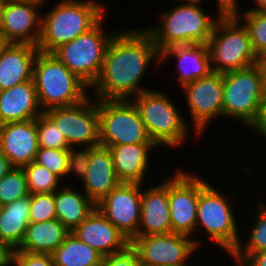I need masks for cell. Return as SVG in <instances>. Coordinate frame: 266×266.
Here are the masks:
<instances>
[{"mask_svg": "<svg viewBox=\"0 0 266 266\" xmlns=\"http://www.w3.org/2000/svg\"><path fill=\"white\" fill-rule=\"evenodd\" d=\"M56 218L55 192L30 194V222H44Z\"/></svg>", "mask_w": 266, "mask_h": 266, "instance_id": "e575fe53", "label": "cell"}, {"mask_svg": "<svg viewBox=\"0 0 266 266\" xmlns=\"http://www.w3.org/2000/svg\"><path fill=\"white\" fill-rule=\"evenodd\" d=\"M256 207V217L252 221L249 237H246V242L241 239L237 248L229 256L233 259L234 266H238L251 253L266 250V203L257 201Z\"/></svg>", "mask_w": 266, "mask_h": 266, "instance_id": "f1b7e54d", "label": "cell"}, {"mask_svg": "<svg viewBox=\"0 0 266 266\" xmlns=\"http://www.w3.org/2000/svg\"><path fill=\"white\" fill-rule=\"evenodd\" d=\"M238 266H266V250L251 253Z\"/></svg>", "mask_w": 266, "mask_h": 266, "instance_id": "f35d334b", "label": "cell"}, {"mask_svg": "<svg viewBox=\"0 0 266 266\" xmlns=\"http://www.w3.org/2000/svg\"><path fill=\"white\" fill-rule=\"evenodd\" d=\"M247 129L254 130L257 135L259 134L262 138H266V98L259 108L256 119Z\"/></svg>", "mask_w": 266, "mask_h": 266, "instance_id": "74e56055", "label": "cell"}, {"mask_svg": "<svg viewBox=\"0 0 266 266\" xmlns=\"http://www.w3.org/2000/svg\"><path fill=\"white\" fill-rule=\"evenodd\" d=\"M6 0H0V26H1V22H2V17H3V13H4V9L6 6Z\"/></svg>", "mask_w": 266, "mask_h": 266, "instance_id": "bcb514c9", "label": "cell"}, {"mask_svg": "<svg viewBox=\"0 0 266 266\" xmlns=\"http://www.w3.org/2000/svg\"><path fill=\"white\" fill-rule=\"evenodd\" d=\"M32 79L43 112L76 105L89 96L87 92L90 88L54 53L38 51L33 64Z\"/></svg>", "mask_w": 266, "mask_h": 266, "instance_id": "5b68a950", "label": "cell"}, {"mask_svg": "<svg viewBox=\"0 0 266 266\" xmlns=\"http://www.w3.org/2000/svg\"><path fill=\"white\" fill-rule=\"evenodd\" d=\"M179 3H202L204 0H176Z\"/></svg>", "mask_w": 266, "mask_h": 266, "instance_id": "7dc6e473", "label": "cell"}, {"mask_svg": "<svg viewBox=\"0 0 266 266\" xmlns=\"http://www.w3.org/2000/svg\"><path fill=\"white\" fill-rule=\"evenodd\" d=\"M14 250L0 240V266H13Z\"/></svg>", "mask_w": 266, "mask_h": 266, "instance_id": "ab89813d", "label": "cell"}, {"mask_svg": "<svg viewBox=\"0 0 266 266\" xmlns=\"http://www.w3.org/2000/svg\"><path fill=\"white\" fill-rule=\"evenodd\" d=\"M141 220L138 236L171 232L168 201V178L158 185L143 190L141 184Z\"/></svg>", "mask_w": 266, "mask_h": 266, "instance_id": "ffe728a7", "label": "cell"}, {"mask_svg": "<svg viewBox=\"0 0 266 266\" xmlns=\"http://www.w3.org/2000/svg\"><path fill=\"white\" fill-rule=\"evenodd\" d=\"M217 1V12L223 14H231L240 10L239 0H216Z\"/></svg>", "mask_w": 266, "mask_h": 266, "instance_id": "60d3db41", "label": "cell"}, {"mask_svg": "<svg viewBox=\"0 0 266 266\" xmlns=\"http://www.w3.org/2000/svg\"><path fill=\"white\" fill-rule=\"evenodd\" d=\"M262 63L264 65V68H265V72H266V58L264 60H262Z\"/></svg>", "mask_w": 266, "mask_h": 266, "instance_id": "c3c4849f", "label": "cell"}, {"mask_svg": "<svg viewBox=\"0 0 266 266\" xmlns=\"http://www.w3.org/2000/svg\"><path fill=\"white\" fill-rule=\"evenodd\" d=\"M96 207L130 241L138 236L141 220V184L120 183Z\"/></svg>", "mask_w": 266, "mask_h": 266, "instance_id": "2e32d148", "label": "cell"}, {"mask_svg": "<svg viewBox=\"0 0 266 266\" xmlns=\"http://www.w3.org/2000/svg\"><path fill=\"white\" fill-rule=\"evenodd\" d=\"M171 58H176V78L181 87L212 72L208 43L174 45L160 52V63Z\"/></svg>", "mask_w": 266, "mask_h": 266, "instance_id": "44dd1931", "label": "cell"}, {"mask_svg": "<svg viewBox=\"0 0 266 266\" xmlns=\"http://www.w3.org/2000/svg\"><path fill=\"white\" fill-rule=\"evenodd\" d=\"M123 29L111 39L100 75L91 87L95 99L130 100L150 89L142 86V79L149 65L160 64V52L145 28Z\"/></svg>", "mask_w": 266, "mask_h": 266, "instance_id": "6da1fadb", "label": "cell"}, {"mask_svg": "<svg viewBox=\"0 0 266 266\" xmlns=\"http://www.w3.org/2000/svg\"><path fill=\"white\" fill-rule=\"evenodd\" d=\"M77 151L73 149H52L39 147L34 162L46 167L53 174L57 175L61 181L64 178L76 176Z\"/></svg>", "mask_w": 266, "mask_h": 266, "instance_id": "f546056e", "label": "cell"}, {"mask_svg": "<svg viewBox=\"0 0 266 266\" xmlns=\"http://www.w3.org/2000/svg\"><path fill=\"white\" fill-rule=\"evenodd\" d=\"M201 243L173 232L137 236L131 241L142 266H191L187 262L194 257Z\"/></svg>", "mask_w": 266, "mask_h": 266, "instance_id": "4fadbf2b", "label": "cell"}, {"mask_svg": "<svg viewBox=\"0 0 266 266\" xmlns=\"http://www.w3.org/2000/svg\"><path fill=\"white\" fill-rule=\"evenodd\" d=\"M55 266H100L102 256L88 246L72 232L64 242L52 253Z\"/></svg>", "mask_w": 266, "mask_h": 266, "instance_id": "83f0119b", "label": "cell"}, {"mask_svg": "<svg viewBox=\"0 0 266 266\" xmlns=\"http://www.w3.org/2000/svg\"><path fill=\"white\" fill-rule=\"evenodd\" d=\"M13 166L9 159L0 151V179L5 176Z\"/></svg>", "mask_w": 266, "mask_h": 266, "instance_id": "b9f144b4", "label": "cell"}, {"mask_svg": "<svg viewBox=\"0 0 266 266\" xmlns=\"http://www.w3.org/2000/svg\"><path fill=\"white\" fill-rule=\"evenodd\" d=\"M38 47L8 43L0 53V91L32 80Z\"/></svg>", "mask_w": 266, "mask_h": 266, "instance_id": "cb8c5ba5", "label": "cell"}, {"mask_svg": "<svg viewBox=\"0 0 266 266\" xmlns=\"http://www.w3.org/2000/svg\"><path fill=\"white\" fill-rule=\"evenodd\" d=\"M8 45L7 40L5 39L3 33L0 31V53Z\"/></svg>", "mask_w": 266, "mask_h": 266, "instance_id": "f6af8a7d", "label": "cell"}, {"mask_svg": "<svg viewBox=\"0 0 266 266\" xmlns=\"http://www.w3.org/2000/svg\"><path fill=\"white\" fill-rule=\"evenodd\" d=\"M76 175L83 182L82 191L96 205L121 183L116 176L110 150L103 145L77 152Z\"/></svg>", "mask_w": 266, "mask_h": 266, "instance_id": "9a60e30c", "label": "cell"}, {"mask_svg": "<svg viewBox=\"0 0 266 266\" xmlns=\"http://www.w3.org/2000/svg\"><path fill=\"white\" fill-rule=\"evenodd\" d=\"M72 234L95 249L102 257L124 250L131 241L97 207Z\"/></svg>", "mask_w": 266, "mask_h": 266, "instance_id": "ac0fdd59", "label": "cell"}, {"mask_svg": "<svg viewBox=\"0 0 266 266\" xmlns=\"http://www.w3.org/2000/svg\"><path fill=\"white\" fill-rule=\"evenodd\" d=\"M100 145L154 143L130 100L98 99Z\"/></svg>", "mask_w": 266, "mask_h": 266, "instance_id": "30bf717a", "label": "cell"}, {"mask_svg": "<svg viewBox=\"0 0 266 266\" xmlns=\"http://www.w3.org/2000/svg\"><path fill=\"white\" fill-rule=\"evenodd\" d=\"M30 194L52 193L61 188V179L46 167L34 161L22 167Z\"/></svg>", "mask_w": 266, "mask_h": 266, "instance_id": "1f68e13d", "label": "cell"}, {"mask_svg": "<svg viewBox=\"0 0 266 266\" xmlns=\"http://www.w3.org/2000/svg\"><path fill=\"white\" fill-rule=\"evenodd\" d=\"M254 7H250V10L258 11V12H266V0H253Z\"/></svg>", "mask_w": 266, "mask_h": 266, "instance_id": "7bdbcfd3", "label": "cell"}, {"mask_svg": "<svg viewBox=\"0 0 266 266\" xmlns=\"http://www.w3.org/2000/svg\"><path fill=\"white\" fill-rule=\"evenodd\" d=\"M68 185L55 191V209L57 219L72 232L94 210L96 204L83 191Z\"/></svg>", "mask_w": 266, "mask_h": 266, "instance_id": "484cf974", "label": "cell"}, {"mask_svg": "<svg viewBox=\"0 0 266 266\" xmlns=\"http://www.w3.org/2000/svg\"><path fill=\"white\" fill-rule=\"evenodd\" d=\"M30 195L3 205L0 210V240L13 250L20 247L29 220Z\"/></svg>", "mask_w": 266, "mask_h": 266, "instance_id": "4316f807", "label": "cell"}, {"mask_svg": "<svg viewBox=\"0 0 266 266\" xmlns=\"http://www.w3.org/2000/svg\"><path fill=\"white\" fill-rule=\"evenodd\" d=\"M178 169L168 176L171 232L194 238L199 193L208 181L194 172Z\"/></svg>", "mask_w": 266, "mask_h": 266, "instance_id": "7c38bea8", "label": "cell"}, {"mask_svg": "<svg viewBox=\"0 0 266 266\" xmlns=\"http://www.w3.org/2000/svg\"><path fill=\"white\" fill-rule=\"evenodd\" d=\"M266 98V72L262 61L223 73V118L249 127Z\"/></svg>", "mask_w": 266, "mask_h": 266, "instance_id": "8992f818", "label": "cell"}, {"mask_svg": "<svg viewBox=\"0 0 266 266\" xmlns=\"http://www.w3.org/2000/svg\"><path fill=\"white\" fill-rule=\"evenodd\" d=\"M211 68L224 73L256 65V56L244 24L233 14H222L208 40Z\"/></svg>", "mask_w": 266, "mask_h": 266, "instance_id": "52a82bcc", "label": "cell"}, {"mask_svg": "<svg viewBox=\"0 0 266 266\" xmlns=\"http://www.w3.org/2000/svg\"><path fill=\"white\" fill-rule=\"evenodd\" d=\"M38 146L52 149H72L56 124L43 112L36 118Z\"/></svg>", "mask_w": 266, "mask_h": 266, "instance_id": "836d02e7", "label": "cell"}, {"mask_svg": "<svg viewBox=\"0 0 266 266\" xmlns=\"http://www.w3.org/2000/svg\"><path fill=\"white\" fill-rule=\"evenodd\" d=\"M91 98L89 95L76 105L44 111L77 152L100 145L98 99Z\"/></svg>", "mask_w": 266, "mask_h": 266, "instance_id": "8fae6325", "label": "cell"}, {"mask_svg": "<svg viewBox=\"0 0 266 266\" xmlns=\"http://www.w3.org/2000/svg\"><path fill=\"white\" fill-rule=\"evenodd\" d=\"M38 149L36 119L0 125V151L13 167L22 168L33 162Z\"/></svg>", "mask_w": 266, "mask_h": 266, "instance_id": "d6986e66", "label": "cell"}, {"mask_svg": "<svg viewBox=\"0 0 266 266\" xmlns=\"http://www.w3.org/2000/svg\"><path fill=\"white\" fill-rule=\"evenodd\" d=\"M102 2L95 0H61L42 14L38 50L53 53L61 45L93 28L105 15Z\"/></svg>", "mask_w": 266, "mask_h": 266, "instance_id": "7a4b0ae2", "label": "cell"}, {"mask_svg": "<svg viewBox=\"0 0 266 266\" xmlns=\"http://www.w3.org/2000/svg\"><path fill=\"white\" fill-rule=\"evenodd\" d=\"M105 16L89 31L61 45L53 53L90 89L98 79L108 45L116 32H105Z\"/></svg>", "mask_w": 266, "mask_h": 266, "instance_id": "ba28073f", "label": "cell"}, {"mask_svg": "<svg viewBox=\"0 0 266 266\" xmlns=\"http://www.w3.org/2000/svg\"><path fill=\"white\" fill-rule=\"evenodd\" d=\"M39 7L42 6L6 2L0 31L8 43L38 45L42 23V11Z\"/></svg>", "mask_w": 266, "mask_h": 266, "instance_id": "e0dca14e", "label": "cell"}, {"mask_svg": "<svg viewBox=\"0 0 266 266\" xmlns=\"http://www.w3.org/2000/svg\"><path fill=\"white\" fill-rule=\"evenodd\" d=\"M155 143L109 146L116 176L121 183L144 184L148 173L150 153L157 150Z\"/></svg>", "mask_w": 266, "mask_h": 266, "instance_id": "7402d4cb", "label": "cell"}, {"mask_svg": "<svg viewBox=\"0 0 266 266\" xmlns=\"http://www.w3.org/2000/svg\"><path fill=\"white\" fill-rule=\"evenodd\" d=\"M70 231L56 218L44 222H30L20 247L14 251L52 254Z\"/></svg>", "mask_w": 266, "mask_h": 266, "instance_id": "d4e9b609", "label": "cell"}, {"mask_svg": "<svg viewBox=\"0 0 266 266\" xmlns=\"http://www.w3.org/2000/svg\"><path fill=\"white\" fill-rule=\"evenodd\" d=\"M245 26L256 56L262 61L266 58V12L250 9L233 13Z\"/></svg>", "mask_w": 266, "mask_h": 266, "instance_id": "4dcf8cb0", "label": "cell"}, {"mask_svg": "<svg viewBox=\"0 0 266 266\" xmlns=\"http://www.w3.org/2000/svg\"><path fill=\"white\" fill-rule=\"evenodd\" d=\"M30 195L22 168L13 167L0 179V204L6 205Z\"/></svg>", "mask_w": 266, "mask_h": 266, "instance_id": "d6a6232c", "label": "cell"}, {"mask_svg": "<svg viewBox=\"0 0 266 266\" xmlns=\"http://www.w3.org/2000/svg\"><path fill=\"white\" fill-rule=\"evenodd\" d=\"M200 3H178L159 14V23L145 28L151 35L159 52L174 45L208 43L215 24L223 14L218 12L216 19L204 11ZM212 17V18H211Z\"/></svg>", "mask_w": 266, "mask_h": 266, "instance_id": "3957f363", "label": "cell"}, {"mask_svg": "<svg viewBox=\"0 0 266 266\" xmlns=\"http://www.w3.org/2000/svg\"><path fill=\"white\" fill-rule=\"evenodd\" d=\"M13 266H55L52 254L14 251Z\"/></svg>", "mask_w": 266, "mask_h": 266, "instance_id": "8d00e7d4", "label": "cell"}, {"mask_svg": "<svg viewBox=\"0 0 266 266\" xmlns=\"http://www.w3.org/2000/svg\"><path fill=\"white\" fill-rule=\"evenodd\" d=\"M100 266H142L137 250L129 244L124 250L104 256Z\"/></svg>", "mask_w": 266, "mask_h": 266, "instance_id": "d590c367", "label": "cell"}, {"mask_svg": "<svg viewBox=\"0 0 266 266\" xmlns=\"http://www.w3.org/2000/svg\"><path fill=\"white\" fill-rule=\"evenodd\" d=\"M223 191L208 183L199 193L196 232L204 227L207 238L218 244L228 255L237 248L242 236L234 208ZM241 236V237H240Z\"/></svg>", "mask_w": 266, "mask_h": 266, "instance_id": "9c48e42d", "label": "cell"}, {"mask_svg": "<svg viewBox=\"0 0 266 266\" xmlns=\"http://www.w3.org/2000/svg\"><path fill=\"white\" fill-rule=\"evenodd\" d=\"M169 96L166 91L149 89L131 98L130 101L144 122L148 136L158 148L166 146L177 149L185 145L190 135L191 128L188 123L191 121L184 119Z\"/></svg>", "mask_w": 266, "mask_h": 266, "instance_id": "277c9868", "label": "cell"}, {"mask_svg": "<svg viewBox=\"0 0 266 266\" xmlns=\"http://www.w3.org/2000/svg\"><path fill=\"white\" fill-rule=\"evenodd\" d=\"M189 108L191 129L195 137L206 131L210 123L223 118V73L211 72L182 86Z\"/></svg>", "mask_w": 266, "mask_h": 266, "instance_id": "5bb4252c", "label": "cell"}, {"mask_svg": "<svg viewBox=\"0 0 266 266\" xmlns=\"http://www.w3.org/2000/svg\"><path fill=\"white\" fill-rule=\"evenodd\" d=\"M42 113L33 79L0 91V125L36 119Z\"/></svg>", "mask_w": 266, "mask_h": 266, "instance_id": "603a6c76", "label": "cell"}, {"mask_svg": "<svg viewBox=\"0 0 266 266\" xmlns=\"http://www.w3.org/2000/svg\"><path fill=\"white\" fill-rule=\"evenodd\" d=\"M7 2H21V3H31L35 5L44 6L47 0H6Z\"/></svg>", "mask_w": 266, "mask_h": 266, "instance_id": "ee69618b", "label": "cell"}]
</instances>
